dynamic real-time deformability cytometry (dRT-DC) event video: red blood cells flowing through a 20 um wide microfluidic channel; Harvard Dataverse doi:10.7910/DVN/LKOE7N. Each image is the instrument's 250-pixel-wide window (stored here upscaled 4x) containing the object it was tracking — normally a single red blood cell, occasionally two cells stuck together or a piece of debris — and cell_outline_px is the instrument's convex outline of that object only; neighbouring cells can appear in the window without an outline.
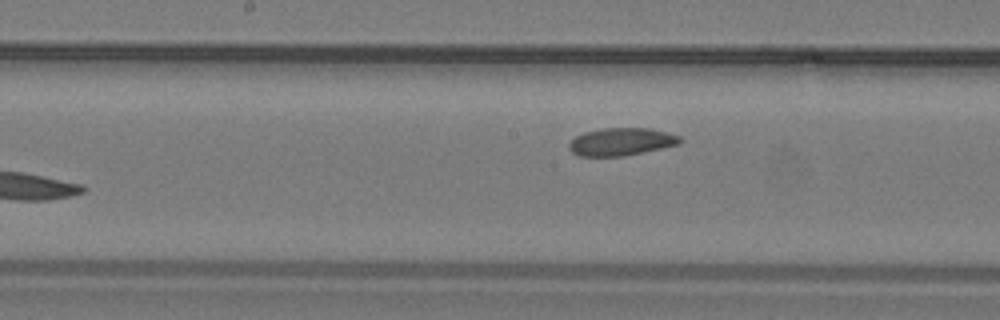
{"species": "common noctule bat (a hibernating species)", "species_latin": "Nyctalus noctula", "temperature_condition": "warm", "stored_images_in_passage": 14, "camera_frame_rate_fps": 3000, "um_per_image_px": 0.085, "animal": {"sex": "male", "body_mass_g": 19.2, "forearm_length_mm": 51.8}, "frame": {"image": 1, "passage_image": 14, "time_ms": 4.333, "image_size_px": [1000, 320], "cell_outline_px": [[684, 140], [680, 144], [624, 156], [580, 156], [572, 152], [568, 148], [568, 144], [576, 136], [584, 132], [604, 128], [648, 128], [680, 136]], "centroid_in_image_um": [52.8, 12.05], "position_along_channel_um": 195.4, "area_um2": 17.8}}